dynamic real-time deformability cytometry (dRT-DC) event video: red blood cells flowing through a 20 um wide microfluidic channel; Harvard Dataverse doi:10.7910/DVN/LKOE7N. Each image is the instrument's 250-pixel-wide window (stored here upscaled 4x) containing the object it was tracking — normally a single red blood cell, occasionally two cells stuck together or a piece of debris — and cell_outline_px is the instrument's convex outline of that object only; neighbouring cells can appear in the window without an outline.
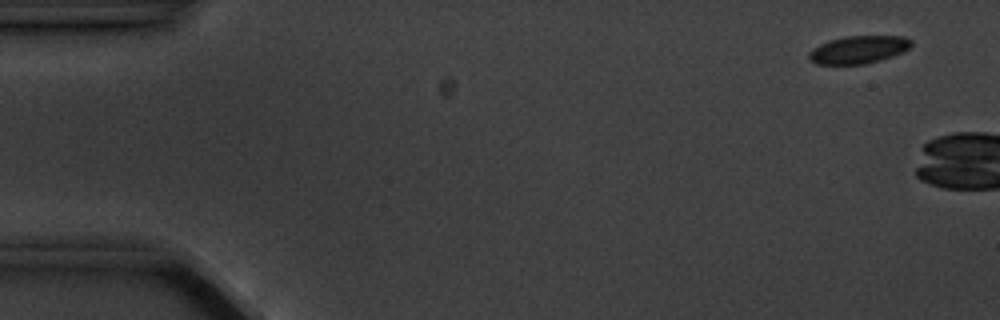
{"species": "common noctule bat (a hibernating species)", "species_latin": "Nyctalus noctula", "temperature_condition": "cold", "stored_images_in_passage": 4, "camera_frame_rate_fps": 3000, "um_per_image_px": 0.085, "animal": {"sex": "male", "body_mass_g": 20.1, "forearm_length_mm": 53.5}, "frame": {"image": 1, "passage_image": 2, "time_ms": 1.0, "image_size_px": [1000, 320], "cell_outline_px": [[912, 44], [908, 48], [892, 56], [880, 60], [864, 64], [816, 64], [808, 60], [808, 52], [812, 48], [828, 40], [844, 36], [904, 36], [912, 40]], "centroid_in_image_um": [72.92, 4.21], "position_along_channel_um": 12.1, "area_um2": 16.59}}